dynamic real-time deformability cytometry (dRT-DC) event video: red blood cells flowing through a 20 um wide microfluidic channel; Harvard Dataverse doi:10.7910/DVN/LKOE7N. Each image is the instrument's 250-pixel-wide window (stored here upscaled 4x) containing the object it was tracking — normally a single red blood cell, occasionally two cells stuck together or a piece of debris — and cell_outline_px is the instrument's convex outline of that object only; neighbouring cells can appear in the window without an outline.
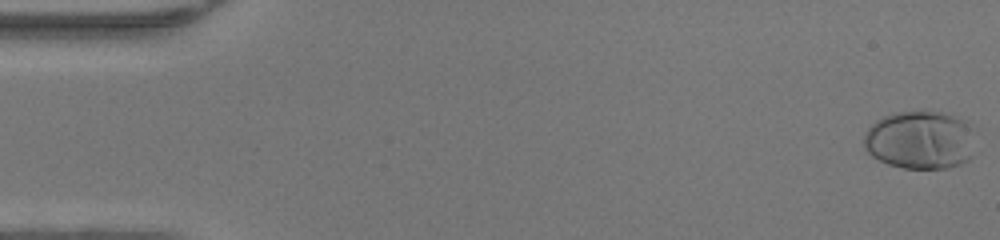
{"species": "human", "species_latin": "Homo sapiens", "temperature_condition": "warm", "stored_images_in_passage": 49, "camera_frame_rate_fps": 3000, "um_per_image_px": 0.085, "donor": {"sex": "female"}, "frame": {"image": 1, "passage_image": 1, "time_ms": 0.0, "image_size_px": [1000, 240], "cell_outline_px": [[972, 156], [968, 160], [960, 164], [948, 168], [904, 168], [888, 164], [872, 156], [864, 148], [864, 136], [868, 128], [876, 120], [884, 116], [896, 112], [948, 112], [968, 120]], "centroid_in_image_um": [78.18, 11.89], "position_along_channel_um": 6.8, "area_um2": 37.69}}
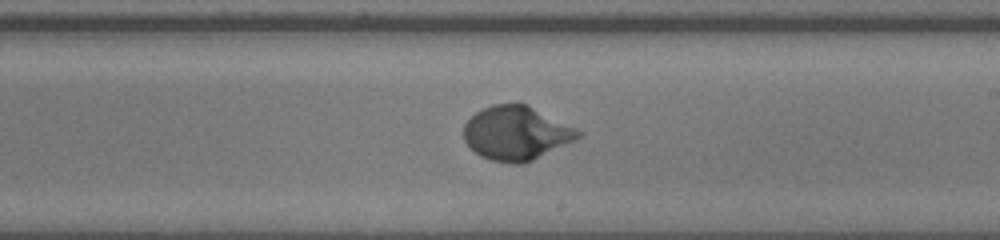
{"frame": {"image": 2, "passage_image": 29, "time_ms": 9.333, "image_size_px": [1000, 240], "cell_outline_px": [[584, 136], [576, 140], [524, 164], [512, 164], [492, 160], [480, 156], [464, 140], [464, 124], [476, 112], [492, 104], [528, 104], [584, 132]], "centroid_in_image_um": [43.92, 11.32], "position_along_channel_um": 245.1, "area_um2": 36.01}}
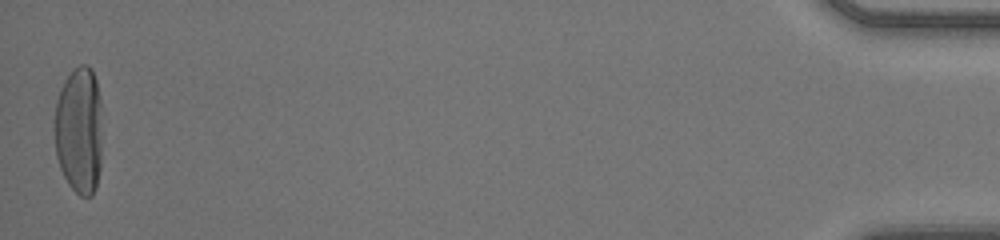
{"frame": {"image": 3, "passage_image": 49, "time_ms": 16.0, "image_size_px": [1000, 240], "cell_outline_px": [[100, 168], [96, 188], [92, 196], [80, 196], [68, 184], [60, 168], [56, 156], [52, 124], [56, 100], [60, 88], [64, 80], [72, 68], [80, 64], [88, 64], [92, 68], [96, 80], [100, 96]], "centroid_in_image_um": [6.68, 11.03], "position_along_channel_um": 428.5, "area_um2": 36.3}, "authors_computed_cell_mechanics": {"area_um2": 35.1424, "velocity_mm_per_s": 4.249, "shape_relaxation_time_tau1_ms": 3.1885, "shape_relaxation_time_tau2_ms": null, "deformation_change_tau1": 0.2481, "deformation_change_tau2": null}}